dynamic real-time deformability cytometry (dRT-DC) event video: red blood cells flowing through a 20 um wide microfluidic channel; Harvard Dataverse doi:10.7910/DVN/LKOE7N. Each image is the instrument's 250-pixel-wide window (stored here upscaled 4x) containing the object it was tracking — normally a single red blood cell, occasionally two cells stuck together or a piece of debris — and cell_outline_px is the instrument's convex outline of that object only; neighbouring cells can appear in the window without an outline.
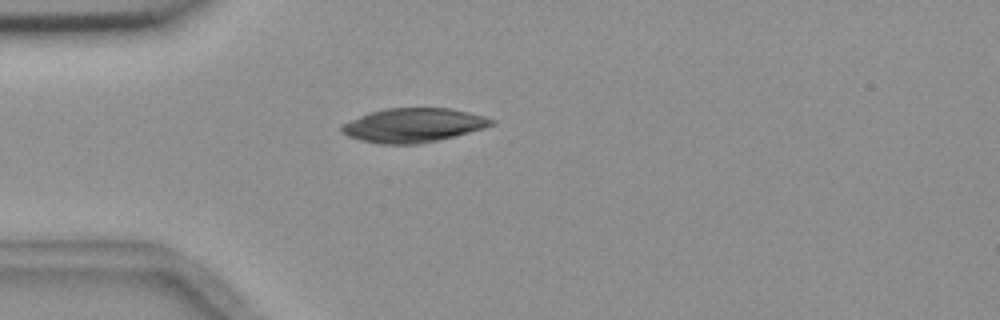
{"species": "common noctule bat (a hibernating species)", "species_latin": "Nyctalus noctula", "temperature_condition": "room temperature", "stored_images_in_passage": 3, "camera_frame_rate_fps": 3000, "um_per_image_px": 0.085, "animal": {"sex": "female", "body_mass_g": 18.4}, "frame": {"image": 1, "passage_image": 1, "time_ms": 0.0, "image_size_px": [1000, 320], "cell_outline_px": [[496, 124], [484, 128], [420, 144], [376, 144], [360, 140], [348, 136], [340, 132], [340, 128], [344, 124], [360, 116], [384, 108], [448, 108], [468, 112], [484, 116], [496, 120]], "centroid_in_image_um": [35.13, 10.65], "position_along_channel_um": 49.9, "area_um2": 29.54}}